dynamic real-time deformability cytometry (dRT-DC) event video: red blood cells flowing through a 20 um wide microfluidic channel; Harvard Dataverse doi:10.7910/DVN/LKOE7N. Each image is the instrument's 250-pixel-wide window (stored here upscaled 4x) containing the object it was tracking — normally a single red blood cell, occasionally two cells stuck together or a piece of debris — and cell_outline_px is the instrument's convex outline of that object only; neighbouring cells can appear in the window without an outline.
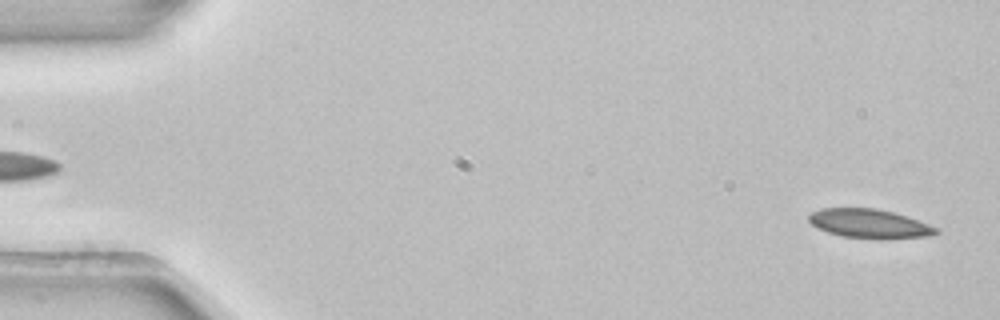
{"species": "common noctule bat (a hibernating species)", "species_latin": "Nyctalus noctula", "temperature_condition": "room temperature", "stored_images_in_passage": 5, "segment_of_instrument_passage": [2, 2], "camera_frame_rate_fps": 3000, "um_per_image_px": 0.085, "animal": {"sex": "female", "body_mass_g": 22.7, "forearm_length_mm": 54.2}, "frame": {"image": 1, "passage_image": 5, "time_ms": 1.333, "image_size_px": [1000, 320], "cell_outline_px": [[940, 232], [932, 236], [888, 240], [880, 240], [840, 236], [828, 232], [812, 224], [808, 220], [808, 216], [812, 212], [820, 208], [876, 208], [908, 216], [940, 228]], "centroid_in_image_um": [73.98, 19.03], "position_along_channel_um": 11.0, "area_um2": 22.08}}